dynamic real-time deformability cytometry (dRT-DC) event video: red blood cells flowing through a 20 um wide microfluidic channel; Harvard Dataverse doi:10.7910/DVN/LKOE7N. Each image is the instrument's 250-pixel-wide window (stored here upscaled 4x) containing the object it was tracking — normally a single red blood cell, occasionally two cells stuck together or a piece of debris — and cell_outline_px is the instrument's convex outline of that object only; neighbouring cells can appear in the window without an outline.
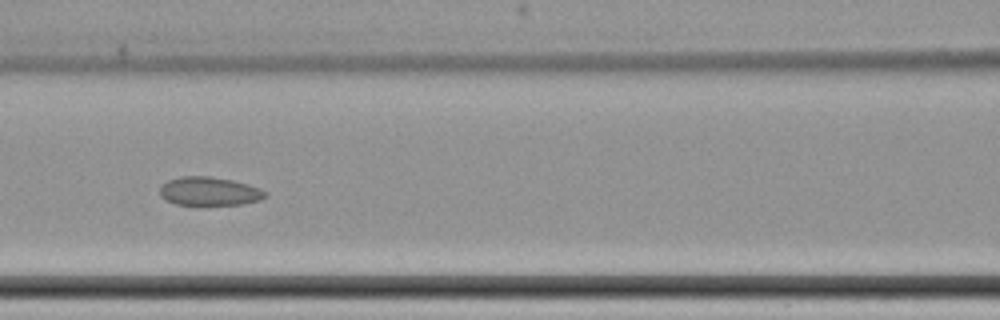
{"species": "common noctule bat (a hibernating species)", "species_latin": "Nyctalus noctula", "temperature_condition": "cold", "stored_images_in_passage": 10, "camera_frame_rate_fps": 3000, "um_per_image_px": 0.085, "animal": {"sex": "female", "body_mass_g": 22.7, "forearm_length_mm": 54.2}, "frame": {"image": 1, "passage_image": 9, "time_ms": 10.333, "image_size_px": [1000, 320], "cell_outline_px": [[268, 196], [260, 200], [240, 204], [176, 204], [160, 196], [160, 184], [168, 180], [180, 176], [212, 176], [232, 180], [248, 184], [260, 188], [268, 192]], "centroid_in_image_um": [17.81, 16.24], "position_along_channel_um": 148.8, "area_um2": 17.57}}
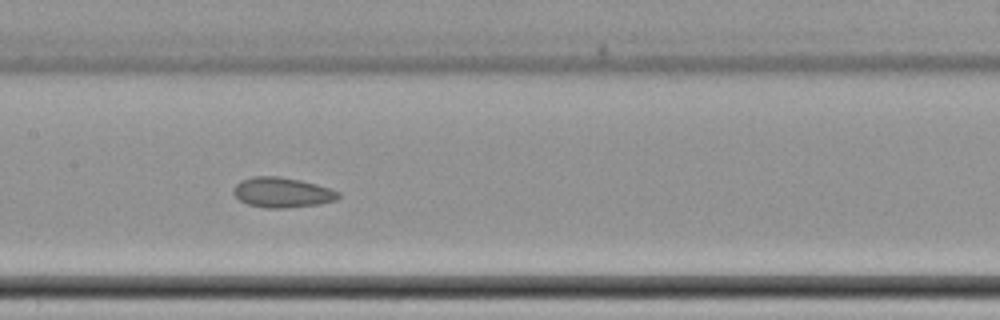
{"frame": {"image": 2, "passage_image": 10, "time_ms": 11.333, "image_size_px": [1000, 320], "cell_outline_px": [[340, 196], [336, 200], [320, 204], [284, 208], [264, 208], [248, 204], [240, 200], [232, 192], [236, 184], [240, 180], [252, 176], [280, 176], [300, 180], [316, 184], [340, 192]], "centroid_in_image_um": [23.97, 16.35], "position_along_channel_um": 183.4, "area_um2": 18.44}}